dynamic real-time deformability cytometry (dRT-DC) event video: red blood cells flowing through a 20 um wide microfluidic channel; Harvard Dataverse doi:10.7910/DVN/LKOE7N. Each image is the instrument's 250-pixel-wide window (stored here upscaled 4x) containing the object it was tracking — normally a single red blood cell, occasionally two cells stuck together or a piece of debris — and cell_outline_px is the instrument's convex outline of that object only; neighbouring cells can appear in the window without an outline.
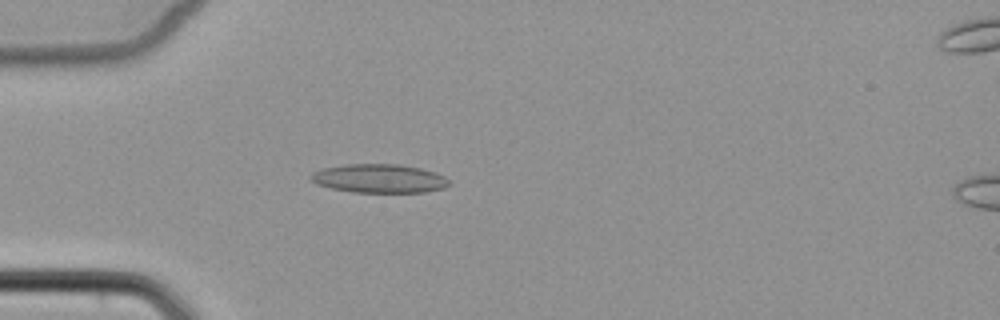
{"species": "common noctule bat (a hibernating species)", "species_latin": "Nyctalus noctula", "temperature_condition": "cold", "stored_images_in_passage": 6, "camera_frame_rate_fps": 3000, "um_per_image_px": 0.085, "animal": {"sex": "female", "body_mass_g": 22.7, "forearm_length_mm": 54.2}, "frame": {"image": 1, "passage_image": 5, "time_ms": 4.667, "image_size_px": [1000, 320], "cell_outline_px": [[452, 184], [444, 188], [424, 192], [352, 192], [332, 188], [316, 184], [308, 176], [312, 172], [320, 168], [344, 164], [400, 164], [420, 168], [436, 172], [452, 180]], "centroid_in_image_um": [32.25, 15.16], "position_along_channel_um": 52.8, "area_um2": 23.47}}